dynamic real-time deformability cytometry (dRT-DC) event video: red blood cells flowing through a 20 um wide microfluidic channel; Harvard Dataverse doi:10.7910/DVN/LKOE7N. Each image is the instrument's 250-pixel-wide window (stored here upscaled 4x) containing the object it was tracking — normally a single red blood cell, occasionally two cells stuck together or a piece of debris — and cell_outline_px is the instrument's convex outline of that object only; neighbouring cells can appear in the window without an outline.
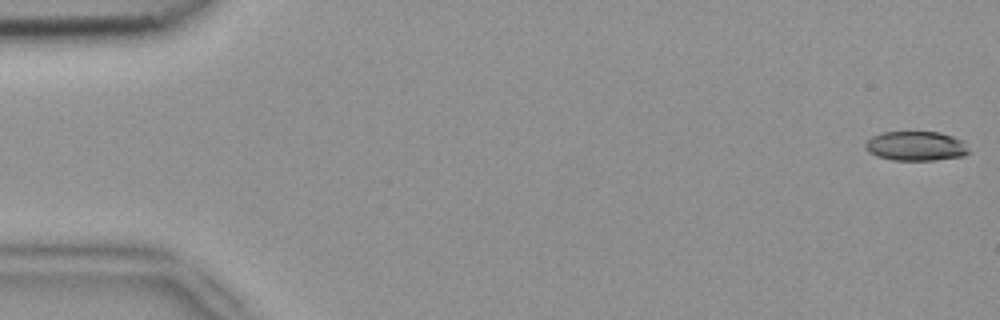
{"species": "common noctule bat (a hibernating species)", "species_latin": "Nyctalus noctula", "temperature_condition": "room temperature", "stored_images_in_passage": 5, "camera_frame_rate_fps": 3000, "um_per_image_px": 0.085, "animal": {"sex": "female", "body_mass_g": 18.4}, "frame": {"image": 1, "passage_image": 1, "time_ms": 0.0, "image_size_px": [1000, 320], "cell_outline_px": [[972, 152], [964, 156], [936, 160], [892, 160], [876, 156], [868, 152], [864, 148], [864, 144], [872, 136], [880, 132], [940, 132], [964, 140]], "centroid_in_image_um": [77.88, 12.41], "position_along_channel_um": 7.1, "area_um2": 18.15}}
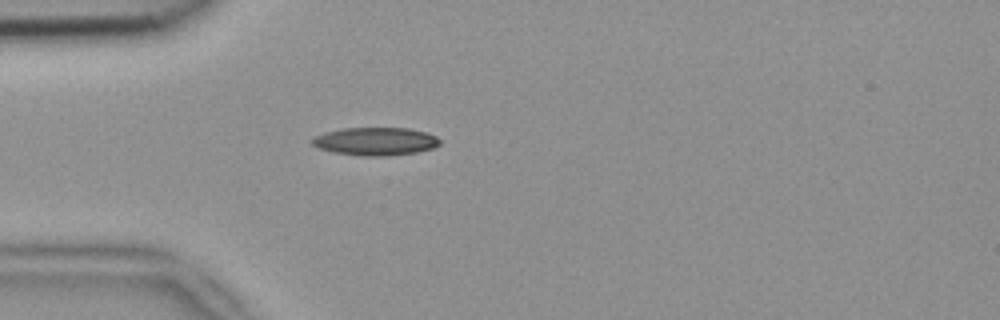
{"frame": {"image": 2, "passage_image": 5, "time_ms": 1.333, "image_size_px": [1000, 320], "cell_outline_px": [[440, 144], [432, 148], [416, 152], [384, 156], [364, 156], [336, 152], [320, 148], [312, 144], [312, 136], [324, 132], [344, 128], [408, 128], [424, 132], [436, 136], [440, 140]], "centroid_in_image_um": [31.9, 12.0], "position_along_channel_um": 53.1, "area_um2": 20.63}}